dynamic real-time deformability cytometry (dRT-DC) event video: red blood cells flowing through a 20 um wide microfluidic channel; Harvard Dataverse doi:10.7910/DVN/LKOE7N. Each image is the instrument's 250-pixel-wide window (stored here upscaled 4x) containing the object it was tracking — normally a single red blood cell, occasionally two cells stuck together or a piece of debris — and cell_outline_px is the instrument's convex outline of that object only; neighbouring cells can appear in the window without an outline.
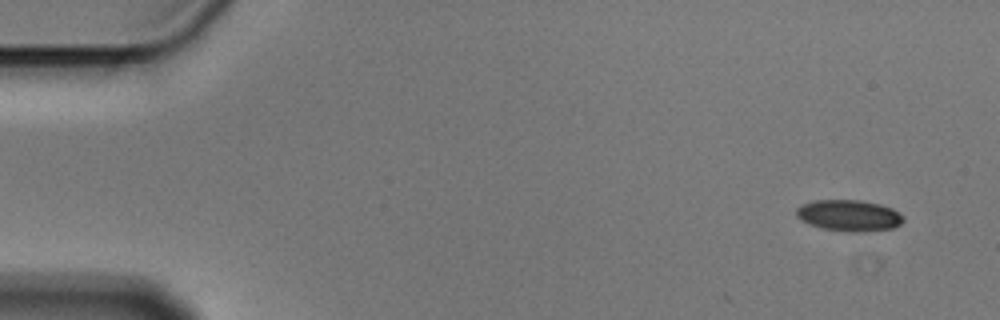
{"species": "Egyptian fruit bat (a non-hibernating species)", "species_latin": "Rousettus aegyptiacus", "temperature_condition": "cold", "stored_images_in_passage": 9, "camera_frame_rate_fps": 3000, "um_per_image_px": 0.085, "animal": {"sex": "male"}, "frame": {"image": 1, "passage_image": 1, "time_ms": 0.0, "image_size_px": [1000, 320], "cell_outline_px": [[904, 220], [900, 224], [892, 228], [864, 232], [844, 232], [820, 228], [808, 224], [800, 220], [796, 216], [796, 208], [800, 204], [812, 200], [860, 200], [880, 204], [892, 208], [904, 216]], "centroid_in_image_um": [72.12, 18.32], "position_along_channel_um": 12.9, "area_um2": 19.88}}
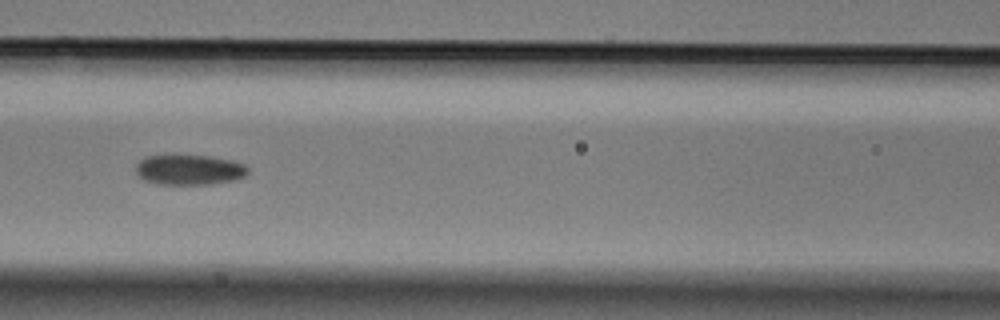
{"frame": {"image": 2, "passage_image": 7, "time_ms": 2.0, "image_size_px": [1000, 320], "cell_outline_px": [[248, 172], [244, 176], [236, 180], [212, 184], [156, 184], [144, 180], [136, 172], [136, 164], [144, 156], [164, 152], [176, 152], [212, 156], [232, 160], [244, 164], [248, 168]], "centroid_in_image_um": [16.04, 14.37], "position_along_channel_um": 150.6, "area_um2": 20.87}}
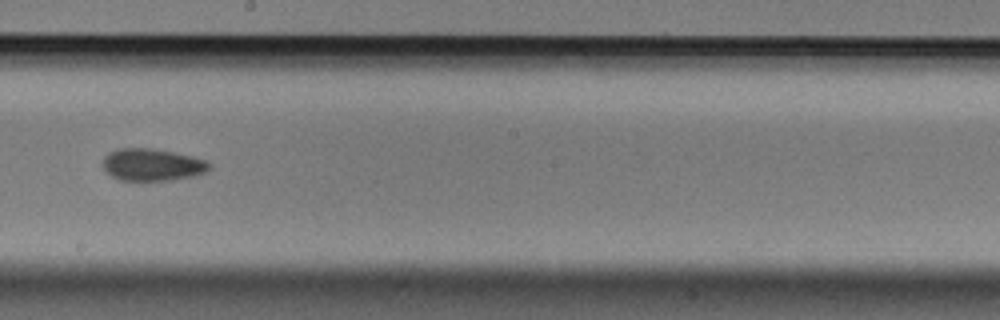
{"frame": {"image": 3, "passage_image": 9, "time_ms": 2.667, "image_size_px": [1000, 320], "cell_outline_px": [[212, 168], [208, 172], [196, 176], [172, 180], [120, 180], [112, 176], [100, 164], [104, 156], [108, 152], [120, 148], [152, 148], [192, 156], [204, 160], [212, 164]], "centroid_in_image_um": [12.96, 14.0], "position_along_channel_um": 235.2, "area_um2": 20.23}}